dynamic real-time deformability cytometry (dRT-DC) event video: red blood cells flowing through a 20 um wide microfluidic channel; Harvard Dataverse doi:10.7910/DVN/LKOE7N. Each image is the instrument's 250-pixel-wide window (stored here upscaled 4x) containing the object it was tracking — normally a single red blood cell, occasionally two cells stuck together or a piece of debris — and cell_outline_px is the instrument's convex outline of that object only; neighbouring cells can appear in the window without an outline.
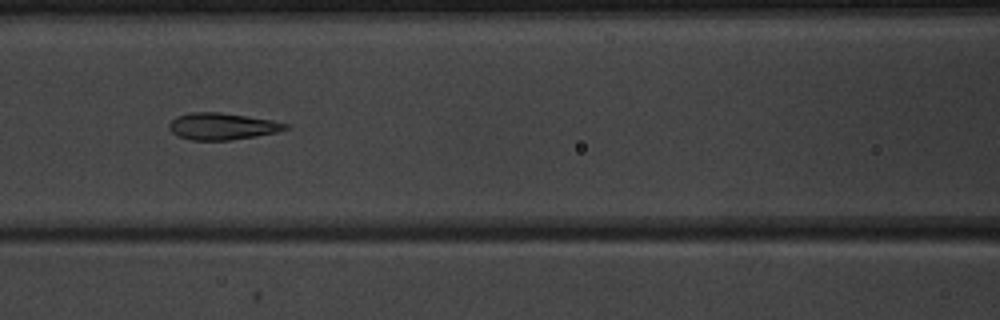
{"species": "common noctule bat (a hibernating species)", "species_latin": "Nyctalus noctula", "temperature_condition": "warm", "stored_images_in_passage": 52, "camera_frame_rate_fps": 3000, "um_per_image_px": 0.085, "animal": {"sex": "male", "body_mass_g": 20.1, "forearm_length_mm": 53.5}, "frame": {"image": 1, "passage_image": 24, "time_ms": 7.667, "image_size_px": [1000, 320], "cell_outline_px": [[292, 128], [276, 132], [256, 136], [228, 140], [192, 140], [176, 136], [168, 128], [168, 124], [176, 116], [192, 112], [220, 112], [272, 120], [292, 124]], "centroid_in_image_um": [18.91, 10.73], "position_along_channel_um": 147.7, "area_um2": 18.32}}
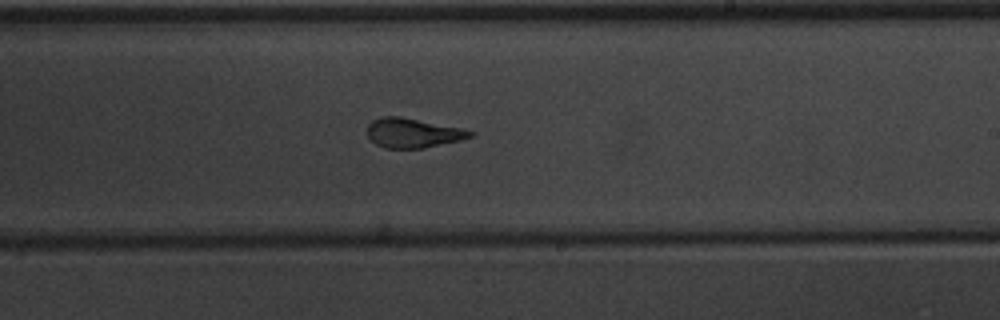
{"frame": {"image": 2, "passage_image": 32, "time_ms": 10.333, "image_size_px": [1000, 320], "cell_outline_px": [[476, 132], [472, 136], [460, 140], [424, 148], [384, 148], [376, 144], [368, 136], [368, 124], [372, 120], [380, 116], [400, 116], [460, 128]], "centroid_in_image_um": [35.07, 11.3], "position_along_channel_um": 253.9, "area_um2": 17.57}}
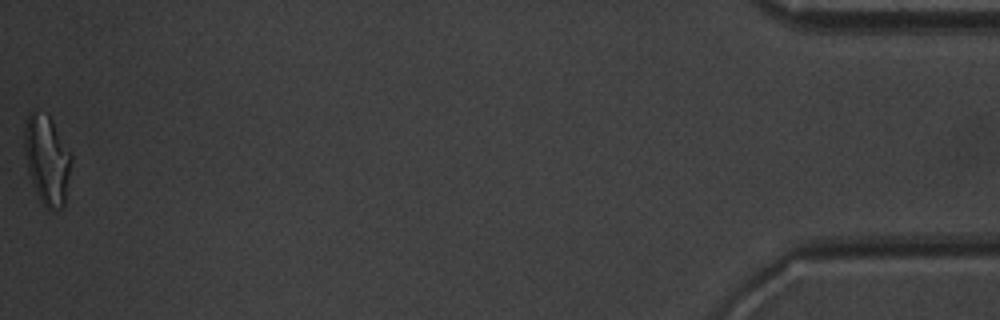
{"frame": {"image": 3, "passage_image": 52, "time_ms": 17.0, "image_size_px": [1000, 320], "cell_outline_px": [[72, 160], [64, 204], [60, 208], [48, 208], [40, 200], [36, 192], [28, 172], [24, 152], [24, 128], [28, 112], [32, 112], [48, 116], [72, 156]], "centroid_in_image_um": [3.97, 13.6], "position_along_channel_um": 431.2, "area_um2": 23.7}, "authors_computed_cell_mechanics": {"area_um2": 19.3919, "velocity_mm_per_s": 3.9921, "shape_relaxation_time_tau1_ms": 5.2325, "shape_relaxation_time_tau2_ms": 1.1592, "deformation_change_tau1": 0.1897, "deformation_change_tau2": 0.0947}}